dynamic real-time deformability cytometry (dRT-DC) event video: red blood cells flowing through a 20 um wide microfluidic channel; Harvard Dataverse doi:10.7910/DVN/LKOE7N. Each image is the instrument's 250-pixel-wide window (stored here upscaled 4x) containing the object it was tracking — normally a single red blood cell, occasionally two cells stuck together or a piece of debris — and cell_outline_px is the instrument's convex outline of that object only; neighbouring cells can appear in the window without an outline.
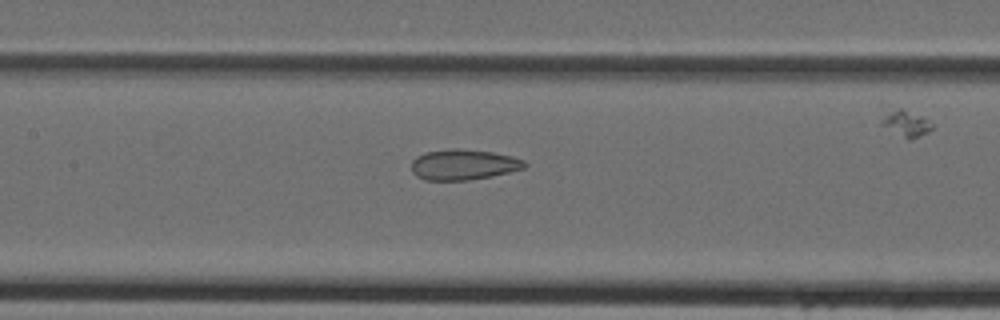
{"species": "Egyptian fruit bat (a non-hibernating species)", "species_latin": "Rousettus aegyptiacus", "temperature_condition": "cold", "stored_images_in_passage": 39, "camera_frame_rate_fps": 3000, "um_per_image_px": 0.085, "animal": {"sex": "female"}, "frame": {"image": 1, "passage_image": 21, "time_ms": 6.667, "image_size_px": [1000, 320], "cell_outline_px": [[528, 164], [524, 168], [492, 176], [468, 180], [424, 180], [416, 176], [412, 172], [412, 160], [416, 156], [424, 152], [448, 148], [460, 148], [492, 152], [512, 156], [524, 160]], "centroid_in_image_um": [39.37, 13.98], "position_along_channel_um": 168.0, "area_um2": 20.35}}
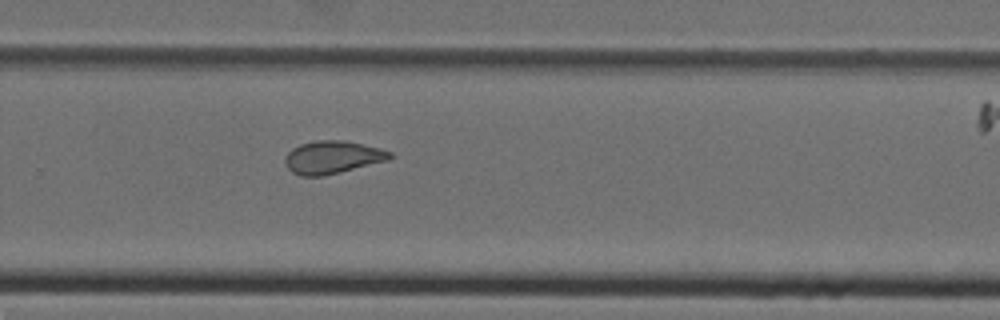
{"frame": {"image": 2, "passage_image": 30, "time_ms": 9.667, "image_size_px": [1000, 320], "cell_outline_px": [[392, 156], [388, 160], [324, 176], [300, 176], [292, 172], [284, 164], [284, 160], [288, 152], [292, 148], [300, 144], [316, 140], [344, 140], [380, 148], [392, 152]], "centroid_in_image_um": [28.23, 13.37], "position_along_channel_um": 301.6, "area_um2": 20.06}}
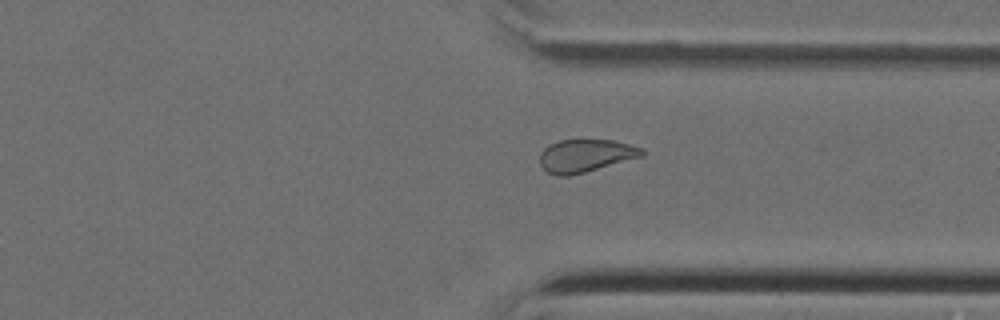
{"frame": {"image": 3, "passage_image": 34, "time_ms": 11.0, "image_size_px": [1000, 320], "cell_outline_px": [[644, 156], [584, 172], [568, 176], [556, 176], [548, 172], [540, 164], [540, 152], [548, 144], [560, 140], [612, 140], [644, 148]], "centroid_in_image_um": [49.76, 13.23], "position_along_channel_um": 361.6, "area_um2": 19.48}}